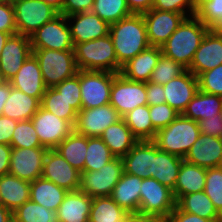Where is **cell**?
<instances>
[{
  "mask_svg": "<svg viewBox=\"0 0 222 222\" xmlns=\"http://www.w3.org/2000/svg\"><path fill=\"white\" fill-rule=\"evenodd\" d=\"M12 147L0 144V176L9 174Z\"/></svg>",
  "mask_w": 222,
  "mask_h": 222,
  "instance_id": "680465c9",
  "label": "cell"
},
{
  "mask_svg": "<svg viewBox=\"0 0 222 222\" xmlns=\"http://www.w3.org/2000/svg\"><path fill=\"white\" fill-rule=\"evenodd\" d=\"M11 86L40 102L47 89L36 57L32 54L10 80Z\"/></svg>",
  "mask_w": 222,
  "mask_h": 222,
  "instance_id": "7402d4cb",
  "label": "cell"
},
{
  "mask_svg": "<svg viewBox=\"0 0 222 222\" xmlns=\"http://www.w3.org/2000/svg\"><path fill=\"white\" fill-rule=\"evenodd\" d=\"M128 214L110 196L94 197L89 222H125Z\"/></svg>",
  "mask_w": 222,
  "mask_h": 222,
  "instance_id": "8d00e7d4",
  "label": "cell"
},
{
  "mask_svg": "<svg viewBox=\"0 0 222 222\" xmlns=\"http://www.w3.org/2000/svg\"><path fill=\"white\" fill-rule=\"evenodd\" d=\"M200 135L198 122L179 114L167 127L159 129L152 141L159 150L184 159Z\"/></svg>",
  "mask_w": 222,
  "mask_h": 222,
  "instance_id": "3957f363",
  "label": "cell"
},
{
  "mask_svg": "<svg viewBox=\"0 0 222 222\" xmlns=\"http://www.w3.org/2000/svg\"><path fill=\"white\" fill-rule=\"evenodd\" d=\"M146 93L148 106L166 103L163 85L147 82Z\"/></svg>",
  "mask_w": 222,
  "mask_h": 222,
  "instance_id": "db71d44e",
  "label": "cell"
},
{
  "mask_svg": "<svg viewBox=\"0 0 222 222\" xmlns=\"http://www.w3.org/2000/svg\"><path fill=\"white\" fill-rule=\"evenodd\" d=\"M12 4L17 34L28 37L59 15L56 9L40 0H12Z\"/></svg>",
  "mask_w": 222,
  "mask_h": 222,
  "instance_id": "8992f818",
  "label": "cell"
},
{
  "mask_svg": "<svg viewBox=\"0 0 222 222\" xmlns=\"http://www.w3.org/2000/svg\"><path fill=\"white\" fill-rule=\"evenodd\" d=\"M149 113L152 125L157 131L167 127L179 116V113L167 103L149 106Z\"/></svg>",
  "mask_w": 222,
  "mask_h": 222,
  "instance_id": "c3c4849f",
  "label": "cell"
},
{
  "mask_svg": "<svg viewBox=\"0 0 222 222\" xmlns=\"http://www.w3.org/2000/svg\"><path fill=\"white\" fill-rule=\"evenodd\" d=\"M17 33H5V32H0V54L2 53V49L5 46L6 41L9 39L11 35H14Z\"/></svg>",
  "mask_w": 222,
  "mask_h": 222,
  "instance_id": "e7e4bbea",
  "label": "cell"
},
{
  "mask_svg": "<svg viewBox=\"0 0 222 222\" xmlns=\"http://www.w3.org/2000/svg\"><path fill=\"white\" fill-rule=\"evenodd\" d=\"M196 16L209 27L222 31V0H197Z\"/></svg>",
  "mask_w": 222,
  "mask_h": 222,
  "instance_id": "b9f144b4",
  "label": "cell"
},
{
  "mask_svg": "<svg viewBox=\"0 0 222 222\" xmlns=\"http://www.w3.org/2000/svg\"><path fill=\"white\" fill-rule=\"evenodd\" d=\"M166 222H222V221H212L199 217L198 215H193L187 212L181 211L177 206L166 218Z\"/></svg>",
  "mask_w": 222,
  "mask_h": 222,
  "instance_id": "9f6ffc18",
  "label": "cell"
},
{
  "mask_svg": "<svg viewBox=\"0 0 222 222\" xmlns=\"http://www.w3.org/2000/svg\"><path fill=\"white\" fill-rule=\"evenodd\" d=\"M150 46L162 47L186 18L184 14L151 9L142 14Z\"/></svg>",
  "mask_w": 222,
  "mask_h": 222,
  "instance_id": "5bb4252c",
  "label": "cell"
},
{
  "mask_svg": "<svg viewBox=\"0 0 222 222\" xmlns=\"http://www.w3.org/2000/svg\"><path fill=\"white\" fill-rule=\"evenodd\" d=\"M54 88L67 99L81 98L78 72L74 76L55 85Z\"/></svg>",
  "mask_w": 222,
  "mask_h": 222,
  "instance_id": "816d5d0a",
  "label": "cell"
},
{
  "mask_svg": "<svg viewBox=\"0 0 222 222\" xmlns=\"http://www.w3.org/2000/svg\"><path fill=\"white\" fill-rule=\"evenodd\" d=\"M40 101L15 89L10 83V96L4 104L2 115L16 121L29 120L38 111Z\"/></svg>",
  "mask_w": 222,
  "mask_h": 222,
  "instance_id": "1f68e13d",
  "label": "cell"
},
{
  "mask_svg": "<svg viewBox=\"0 0 222 222\" xmlns=\"http://www.w3.org/2000/svg\"><path fill=\"white\" fill-rule=\"evenodd\" d=\"M0 222H13V212L0 204Z\"/></svg>",
  "mask_w": 222,
  "mask_h": 222,
  "instance_id": "6125c7cd",
  "label": "cell"
},
{
  "mask_svg": "<svg viewBox=\"0 0 222 222\" xmlns=\"http://www.w3.org/2000/svg\"><path fill=\"white\" fill-rule=\"evenodd\" d=\"M66 19L74 46L104 37L110 32V24L92 12L69 15Z\"/></svg>",
  "mask_w": 222,
  "mask_h": 222,
  "instance_id": "d6986e66",
  "label": "cell"
},
{
  "mask_svg": "<svg viewBox=\"0 0 222 222\" xmlns=\"http://www.w3.org/2000/svg\"><path fill=\"white\" fill-rule=\"evenodd\" d=\"M28 200H30L29 181L11 174L0 176V204L13 212Z\"/></svg>",
  "mask_w": 222,
  "mask_h": 222,
  "instance_id": "83f0119b",
  "label": "cell"
},
{
  "mask_svg": "<svg viewBox=\"0 0 222 222\" xmlns=\"http://www.w3.org/2000/svg\"><path fill=\"white\" fill-rule=\"evenodd\" d=\"M31 55L30 37L22 34L11 35L0 54V75L3 81H10Z\"/></svg>",
  "mask_w": 222,
  "mask_h": 222,
  "instance_id": "2e32d148",
  "label": "cell"
},
{
  "mask_svg": "<svg viewBox=\"0 0 222 222\" xmlns=\"http://www.w3.org/2000/svg\"><path fill=\"white\" fill-rule=\"evenodd\" d=\"M100 138L115 157L121 158L138 142L123 119L107 127Z\"/></svg>",
  "mask_w": 222,
  "mask_h": 222,
  "instance_id": "4dcf8cb0",
  "label": "cell"
},
{
  "mask_svg": "<svg viewBox=\"0 0 222 222\" xmlns=\"http://www.w3.org/2000/svg\"><path fill=\"white\" fill-rule=\"evenodd\" d=\"M183 158L159 150L153 142L152 178L174 190Z\"/></svg>",
  "mask_w": 222,
  "mask_h": 222,
  "instance_id": "4316f807",
  "label": "cell"
},
{
  "mask_svg": "<svg viewBox=\"0 0 222 222\" xmlns=\"http://www.w3.org/2000/svg\"><path fill=\"white\" fill-rule=\"evenodd\" d=\"M197 78L200 91L222 96V64L201 73Z\"/></svg>",
  "mask_w": 222,
  "mask_h": 222,
  "instance_id": "bcb514c9",
  "label": "cell"
},
{
  "mask_svg": "<svg viewBox=\"0 0 222 222\" xmlns=\"http://www.w3.org/2000/svg\"><path fill=\"white\" fill-rule=\"evenodd\" d=\"M46 147L12 148L9 174L32 182L42 177Z\"/></svg>",
  "mask_w": 222,
  "mask_h": 222,
  "instance_id": "9a60e30c",
  "label": "cell"
},
{
  "mask_svg": "<svg viewBox=\"0 0 222 222\" xmlns=\"http://www.w3.org/2000/svg\"><path fill=\"white\" fill-rule=\"evenodd\" d=\"M31 121L41 145L48 150L55 149L74 130L68 121L58 118L41 106Z\"/></svg>",
  "mask_w": 222,
  "mask_h": 222,
  "instance_id": "7c38bea8",
  "label": "cell"
},
{
  "mask_svg": "<svg viewBox=\"0 0 222 222\" xmlns=\"http://www.w3.org/2000/svg\"><path fill=\"white\" fill-rule=\"evenodd\" d=\"M78 70L118 73V61L110 34L74 46Z\"/></svg>",
  "mask_w": 222,
  "mask_h": 222,
  "instance_id": "277c9868",
  "label": "cell"
},
{
  "mask_svg": "<svg viewBox=\"0 0 222 222\" xmlns=\"http://www.w3.org/2000/svg\"><path fill=\"white\" fill-rule=\"evenodd\" d=\"M91 12L109 24L132 15L126 0H94Z\"/></svg>",
  "mask_w": 222,
  "mask_h": 222,
  "instance_id": "60d3db41",
  "label": "cell"
},
{
  "mask_svg": "<svg viewBox=\"0 0 222 222\" xmlns=\"http://www.w3.org/2000/svg\"><path fill=\"white\" fill-rule=\"evenodd\" d=\"M114 158L115 156L100 137H87L84 171H97Z\"/></svg>",
  "mask_w": 222,
  "mask_h": 222,
  "instance_id": "f35d334b",
  "label": "cell"
},
{
  "mask_svg": "<svg viewBox=\"0 0 222 222\" xmlns=\"http://www.w3.org/2000/svg\"><path fill=\"white\" fill-rule=\"evenodd\" d=\"M125 222H166V219L158 215L129 212Z\"/></svg>",
  "mask_w": 222,
  "mask_h": 222,
  "instance_id": "91938a15",
  "label": "cell"
},
{
  "mask_svg": "<svg viewBox=\"0 0 222 222\" xmlns=\"http://www.w3.org/2000/svg\"><path fill=\"white\" fill-rule=\"evenodd\" d=\"M0 32L17 33L15 10L12 2L0 3Z\"/></svg>",
  "mask_w": 222,
  "mask_h": 222,
  "instance_id": "681fc988",
  "label": "cell"
},
{
  "mask_svg": "<svg viewBox=\"0 0 222 222\" xmlns=\"http://www.w3.org/2000/svg\"><path fill=\"white\" fill-rule=\"evenodd\" d=\"M42 177L67 191H75L80 187L81 172L52 149L45 154Z\"/></svg>",
  "mask_w": 222,
  "mask_h": 222,
  "instance_id": "e0dca14e",
  "label": "cell"
},
{
  "mask_svg": "<svg viewBox=\"0 0 222 222\" xmlns=\"http://www.w3.org/2000/svg\"><path fill=\"white\" fill-rule=\"evenodd\" d=\"M206 168L182 160L173 192L175 201L181 196L204 191Z\"/></svg>",
  "mask_w": 222,
  "mask_h": 222,
  "instance_id": "f1b7e54d",
  "label": "cell"
},
{
  "mask_svg": "<svg viewBox=\"0 0 222 222\" xmlns=\"http://www.w3.org/2000/svg\"><path fill=\"white\" fill-rule=\"evenodd\" d=\"M82 109L110 104V93L115 73L78 70Z\"/></svg>",
  "mask_w": 222,
  "mask_h": 222,
  "instance_id": "52a82bcc",
  "label": "cell"
},
{
  "mask_svg": "<svg viewBox=\"0 0 222 222\" xmlns=\"http://www.w3.org/2000/svg\"><path fill=\"white\" fill-rule=\"evenodd\" d=\"M222 64V31L211 28L195 52L187 69L196 77Z\"/></svg>",
  "mask_w": 222,
  "mask_h": 222,
  "instance_id": "ac0fdd59",
  "label": "cell"
},
{
  "mask_svg": "<svg viewBox=\"0 0 222 222\" xmlns=\"http://www.w3.org/2000/svg\"><path fill=\"white\" fill-rule=\"evenodd\" d=\"M141 183L142 178L124 172L119 182L113 188L110 197L126 211L138 212Z\"/></svg>",
  "mask_w": 222,
  "mask_h": 222,
  "instance_id": "f546056e",
  "label": "cell"
},
{
  "mask_svg": "<svg viewBox=\"0 0 222 222\" xmlns=\"http://www.w3.org/2000/svg\"><path fill=\"white\" fill-rule=\"evenodd\" d=\"M13 222H59V218L57 211L28 200L13 211Z\"/></svg>",
  "mask_w": 222,
  "mask_h": 222,
  "instance_id": "ab89813d",
  "label": "cell"
},
{
  "mask_svg": "<svg viewBox=\"0 0 222 222\" xmlns=\"http://www.w3.org/2000/svg\"><path fill=\"white\" fill-rule=\"evenodd\" d=\"M187 69L173 59L161 54L149 82L165 85L172 79L180 76Z\"/></svg>",
  "mask_w": 222,
  "mask_h": 222,
  "instance_id": "7bdbcfd3",
  "label": "cell"
},
{
  "mask_svg": "<svg viewBox=\"0 0 222 222\" xmlns=\"http://www.w3.org/2000/svg\"><path fill=\"white\" fill-rule=\"evenodd\" d=\"M122 119L138 141L153 140L155 138L157 130L152 125L148 105L136 107L125 114Z\"/></svg>",
  "mask_w": 222,
  "mask_h": 222,
  "instance_id": "74e56055",
  "label": "cell"
},
{
  "mask_svg": "<svg viewBox=\"0 0 222 222\" xmlns=\"http://www.w3.org/2000/svg\"><path fill=\"white\" fill-rule=\"evenodd\" d=\"M68 191L39 177L30 182V200L51 211H57Z\"/></svg>",
  "mask_w": 222,
  "mask_h": 222,
  "instance_id": "d6a6232c",
  "label": "cell"
},
{
  "mask_svg": "<svg viewBox=\"0 0 222 222\" xmlns=\"http://www.w3.org/2000/svg\"><path fill=\"white\" fill-rule=\"evenodd\" d=\"M219 113H222L221 96L198 90L182 115L198 122Z\"/></svg>",
  "mask_w": 222,
  "mask_h": 222,
  "instance_id": "836d02e7",
  "label": "cell"
},
{
  "mask_svg": "<svg viewBox=\"0 0 222 222\" xmlns=\"http://www.w3.org/2000/svg\"><path fill=\"white\" fill-rule=\"evenodd\" d=\"M109 34L118 61V73L124 64L150 46L142 14H132L110 24Z\"/></svg>",
  "mask_w": 222,
  "mask_h": 222,
  "instance_id": "6da1fadb",
  "label": "cell"
},
{
  "mask_svg": "<svg viewBox=\"0 0 222 222\" xmlns=\"http://www.w3.org/2000/svg\"><path fill=\"white\" fill-rule=\"evenodd\" d=\"M176 201L173 192L154 178L142 179L139 211L167 218L174 210Z\"/></svg>",
  "mask_w": 222,
  "mask_h": 222,
  "instance_id": "8fae6325",
  "label": "cell"
},
{
  "mask_svg": "<svg viewBox=\"0 0 222 222\" xmlns=\"http://www.w3.org/2000/svg\"><path fill=\"white\" fill-rule=\"evenodd\" d=\"M92 201L81 190L68 191L57 210L59 222H89Z\"/></svg>",
  "mask_w": 222,
  "mask_h": 222,
  "instance_id": "484cf974",
  "label": "cell"
},
{
  "mask_svg": "<svg viewBox=\"0 0 222 222\" xmlns=\"http://www.w3.org/2000/svg\"><path fill=\"white\" fill-rule=\"evenodd\" d=\"M2 2H12V0H0V3Z\"/></svg>",
  "mask_w": 222,
  "mask_h": 222,
  "instance_id": "03108f58",
  "label": "cell"
},
{
  "mask_svg": "<svg viewBox=\"0 0 222 222\" xmlns=\"http://www.w3.org/2000/svg\"><path fill=\"white\" fill-rule=\"evenodd\" d=\"M123 173L122 158L115 157L97 171L82 172L79 190L88 194L91 198L110 196Z\"/></svg>",
  "mask_w": 222,
  "mask_h": 222,
  "instance_id": "ba28073f",
  "label": "cell"
},
{
  "mask_svg": "<svg viewBox=\"0 0 222 222\" xmlns=\"http://www.w3.org/2000/svg\"><path fill=\"white\" fill-rule=\"evenodd\" d=\"M211 29L196 15L186 17L161 47L162 54L188 69L206 33Z\"/></svg>",
  "mask_w": 222,
  "mask_h": 222,
  "instance_id": "7a4b0ae2",
  "label": "cell"
},
{
  "mask_svg": "<svg viewBox=\"0 0 222 222\" xmlns=\"http://www.w3.org/2000/svg\"><path fill=\"white\" fill-rule=\"evenodd\" d=\"M124 172L139 178H152L153 141H138L132 149L122 157Z\"/></svg>",
  "mask_w": 222,
  "mask_h": 222,
  "instance_id": "cb8c5ba5",
  "label": "cell"
},
{
  "mask_svg": "<svg viewBox=\"0 0 222 222\" xmlns=\"http://www.w3.org/2000/svg\"><path fill=\"white\" fill-rule=\"evenodd\" d=\"M197 0H154L152 9L184 14L186 17L196 15Z\"/></svg>",
  "mask_w": 222,
  "mask_h": 222,
  "instance_id": "7dc6e473",
  "label": "cell"
},
{
  "mask_svg": "<svg viewBox=\"0 0 222 222\" xmlns=\"http://www.w3.org/2000/svg\"><path fill=\"white\" fill-rule=\"evenodd\" d=\"M17 122L18 121L4 115L0 116V144H11L12 135Z\"/></svg>",
  "mask_w": 222,
  "mask_h": 222,
  "instance_id": "11a10c76",
  "label": "cell"
},
{
  "mask_svg": "<svg viewBox=\"0 0 222 222\" xmlns=\"http://www.w3.org/2000/svg\"><path fill=\"white\" fill-rule=\"evenodd\" d=\"M121 119L122 117L111 104L81 109L77 114L74 131L87 137H100L107 127Z\"/></svg>",
  "mask_w": 222,
  "mask_h": 222,
  "instance_id": "4fadbf2b",
  "label": "cell"
},
{
  "mask_svg": "<svg viewBox=\"0 0 222 222\" xmlns=\"http://www.w3.org/2000/svg\"><path fill=\"white\" fill-rule=\"evenodd\" d=\"M30 43L32 49L74 51L66 16L59 14L53 20L45 23L30 36Z\"/></svg>",
  "mask_w": 222,
  "mask_h": 222,
  "instance_id": "9c48e42d",
  "label": "cell"
},
{
  "mask_svg": "<svg viewBox=\"0 0 222 222\" xmlns=\"http://www.w3.org/2000/svg\"><path fill=\"white\" fill-rule=\"evenodd\" d=\"M110 104L121 117L138 106L148 105L146 83L132 81L115 73L110 93Z\"/></svg>",
  "mask_w": 222,
  "mask_h": 222,
  "instance_id": "30bf717a",
  "label": "cell"
},
{
  "mask_svg": "<svg viewBox=\"0 0 222 222\" xmlns=\"http://www.w3.org/2000/svg\"><path fill=\"white\" fill-rule=\"evenodd\" d=\"M132 14H143L152 9L154 0H126Z\"/></svg>",
  "mask_w": 222,
  "mask_h": 222,
  "instance_id": "6f0895ef",
  "label": "cell"
},
{
  "mask_svg": "<svg viewBox=\"0 0 222 222\" xmlns=\"http://www.w3.org/2000/svg\"><path fill=\"white\" fill-rule=\"evenodd\" d=\"M40 106L58 118L68 121L74 127L77 114L82 109V101L81 98L67 99L54 87H48Z\"/></svg>",
  "mask_w": 222,
  "mask_h": 222,
  "instance_id": "d4e9b609",
  "label": "cell"
},
{
  "mask_svg": "<svg viewBox=\"0 0 222 222\" xmlns=\"http://www.w3.org/2000/svg\"><path fill=\"white\" fill-rule=\"evenodd\" d=\"M201 134L222 138V113L198 121Z\"/></svg>",
  "mask_w": 222,
  "mask_h": 222,
  "instance_id": "f907efd6",
  "label": "cell"
},
{
  "mask_svg": "<svg viewBox=\"0 0 222 222\" xmlns=\"http://www.w3.org/2000/svg\"><path fill=\"white\" fill-rule=\"evenodd\" d=\"M204 192L212 201L217 212L222 216V167L206 169Z\"/></svg>",
  "mask_w": 222,
  "mask_h": 222,
  "instance_id": "f6af8a7d",
  "label": "cell"
},
{
  "mask_svg": "<svg viewBox=\"0 0 222 222\" xmlns=\"http://www.w3.org/2000/svg\"><path fill=\"white\" fill-rule=\"evenodd\" d=\"M10 96V81H2L0 83V116L4 108V104Z\"/></svg>",
  "mask_w": 222,
  "mask_h": 222,
  "instance_id": "94428289",
  "label": "cell"
},
{
  "mask_svg": "<svg viewBox=\"0 0 222 222\" xmlns=\"http://www.w3.org/2000/svg\"><path fill=\"white\" fill-rule=\"evenodd\" d=\"M94 0H64L59 14L69 16L83 12H91Z\"/></svg>",
  "mask_w": 222,
  "mask_h": 222,
  "instance_id": "f5cc1de1",
  "label": "cell"
},
{
  "mask_svg": "<svg viewBox=\"0 0 222 222\" xmlns=\"http://www.w3.org/2000/svg\"><path fill=\"white\" fill-rule=\"evenodd\" d=\"M161 54V47L149 46L124 64L120 74L129 80L147 83Z\"/></svg>",
  "mask_w": 222,
  "mask_h": 222,
  "instance_id": "603a6c76",
  "label": "cell"
},
{
  "mask_svg": "<svg viewBox=\"0 0 222 222\" xmlns=\"http://www.w3.org/2000/svg\"><path fill=\"white\" fill-rule=\"evenodd\" d=\"M55 150L77 171L84 172L87 136L80 135L73 130Z\"/></svg>",
  "mask_w": 222,
  "mask_h": 222,
  "instance_id": "d590c367",
  "label": "cell"
},
{
  "mask_svg": "<svg viewBox=\"0 0 222 222\" xmlns=\"http://www.w3.org/2000/svg\"><path fill=\"white\" fill-rule=\"evenodd\" d=\"M176 206L183 212L198 215L207 220L222 221V216L204 191L181 196L176 201Z\"/></svg>",
  "mask_w": 222,
  "mask_h": 222,
  "instance_id": "e575fe53",
  "label": "cell"
},
{
  "mask_svg": "<svg viewBox=\"0 0 222 222\" xmlns=\"http://www.w3.org/2000/svg\"><path fill=\"white\" fill-rule=\"evenodd\" d=\"M40 1H43V2H45L47 4H49L54 9H56L59 13L63 9V2H64V0H40Z\"/></svg>",
  "mask_w": 222,
  "mask_h": 222,
  "instance_id": "be15d7a7",
  "label": "cell"
},
{
  "mask_svg": "<svg viewBox=\"0 0 222 222\" xmlns=\"http://www.w3.org/2000/svg\"><path fill=\"white\" fill-rule=\"evenodd\" d=\"M184 160L206 169L221 166L222 138L201 134Z\"/></svg>",
  "mask_w": 222,
  "mask_h": 222,
  "instance_id": "44dd1931",
  "label": "cell"
},
{
  "mask_svg": "<svg viewBox=\"0 0 222 222\" xmlns=\"http://www.w3.org/2000/svg\"><path fill=\"white\" fill-rule=\"evenodd\" d=\"M10 146L12 148L43 147L31 119L17 122Z\"/></svg>",
  "mask_w": 222,
  "mask_h": 222,
  "instance_id": "ee69618b",
  "label": "cell"
},
{
  "mask_svg": "<svg viewBox=\"0 0 222 222\" xmlns=\"http://www.w3.org/2000/svg\"><path fill=\"white\" fill-rule=\"evenodd\" d=\"M32 54L39 63L47 88L54 87L78 72L74 51L32 49Z\"/></svg>",
  "mask_w": 222,
  "mask_h": 222,
  "instance_id": "5b68a950",
  "label": "cell"
},
{
  "mask_svg": "<svg viewBox=\"0 0 222 222\" xmlns=\"http://www.w3.org/2000/svg\"><path fill=\"white\" fill-rule=\"evenodd\" d=\"M166 103L182 114L193 99L198 87V78L189 70L163 85Z\"/></svg>",
  "mask_w": 222,
  "mask_h": 222,
  "instance_id": "ffe728a7",
  "label": "cell"
}]
</instances>
